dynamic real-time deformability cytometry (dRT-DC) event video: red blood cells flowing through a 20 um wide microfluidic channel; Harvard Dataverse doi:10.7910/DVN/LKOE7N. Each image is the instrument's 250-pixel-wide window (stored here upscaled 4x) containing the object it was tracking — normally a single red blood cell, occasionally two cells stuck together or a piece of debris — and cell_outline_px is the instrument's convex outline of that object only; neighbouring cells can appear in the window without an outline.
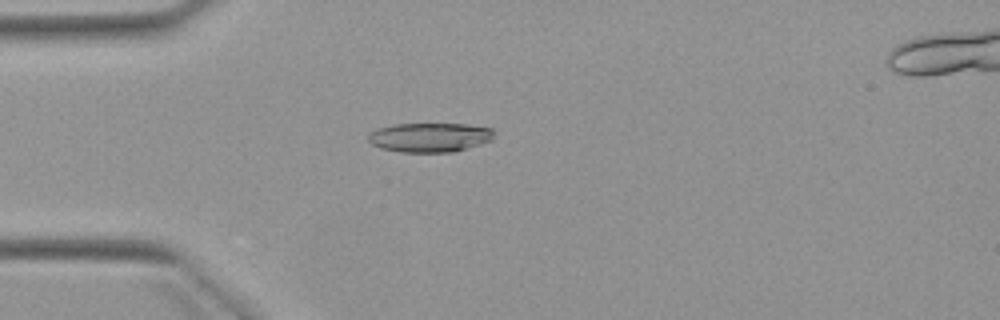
{"species": "Egyptian fruit bat (a non-hibernating species)", "species_latin": "Rousettus aegyptiacus", "temperature_condition": "warm", "stored_images_in_passage": 3, "camera_frame_rate_fps": 3000, "um_per_image_px": 0.085, "animal": {"sex": "female"}, "frame": {"image": 1, "passage_image": 3, "time_ms": 2.333, "image_size_px": [1000, 320], "cell_outline_px": [[496, 132], [492, 140], [456, 152], [400, 152], [380, 148], [372, 144], [368, 140], [368, 132], [376, 128], [396, 124], [468, 124], [492, 128]], "centroid_in_image_um": [36.54, 11.67], "position_along_channel_um": 48.5, "area_um2": 21.79}}